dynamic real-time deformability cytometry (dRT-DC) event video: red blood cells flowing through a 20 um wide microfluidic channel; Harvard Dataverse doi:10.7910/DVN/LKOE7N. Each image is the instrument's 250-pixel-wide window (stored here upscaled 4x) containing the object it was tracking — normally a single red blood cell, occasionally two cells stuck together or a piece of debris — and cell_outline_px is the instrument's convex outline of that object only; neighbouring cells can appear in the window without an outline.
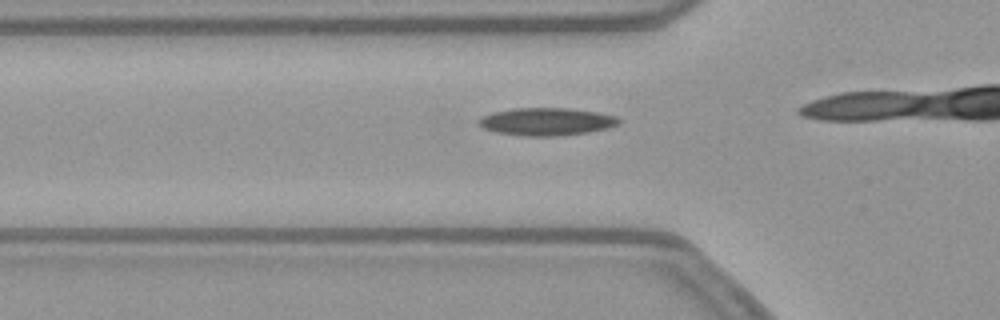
{"species": "common noctule bat (a hibernating species)", "species_latin": "Nyctalus noctula", "temperature_condition": "warm", "stored_images_in_passage": 14, "camera_frame_rate_fps": 3000, "um_per_image_px": 0.085, "animal": {"sex": "female", "body_mass_g": 21.9}, "frame": {"image": 1, "passage_image": 10, "time_ms": 3.0, "image_size_px": [1000, 320], "cell_outline_px": [[620, 120], [616, 124], [608, 128], [588, 132], [556, 136], [524, 136], [496, 132], [484, 128], [476, 124], [476, 120], [480, 116], [492, 112], [512, 108], [568, 108], [596, 112], [616, 116]], "centroid_in_image_um": [46.37, 10.33], "position_along_channel_um": 79.4, "area_um2": 22.66}}
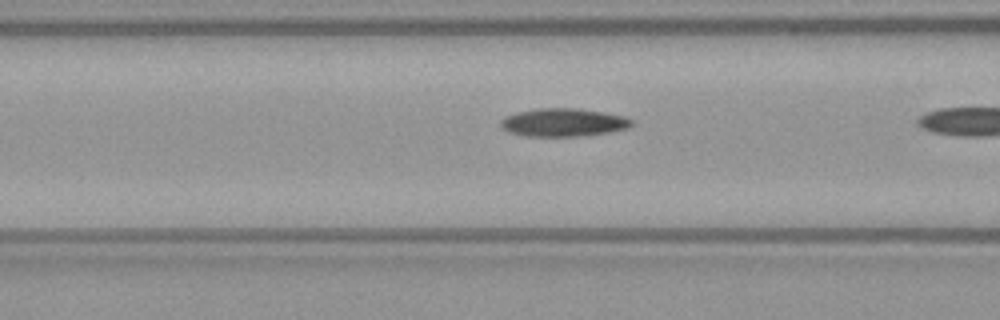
{"frame": {"image": 2, "passage_image": 13, "time_ms": 4.0, "image_size_px": [1000, 320], "cell_outline_px": [[632, 124], [628, 128], [588, 136], [524, 136], [508, 132], [500, 128], [500, 120], [504, 116], [516, 112], [540, 108], [576, 108], [604, 112], [624, 116], [632, 120]], "centroid_in_image_um": [47.84, 10.41], "position_along_channel_um": 118.8, "area_um2": 21.68}}